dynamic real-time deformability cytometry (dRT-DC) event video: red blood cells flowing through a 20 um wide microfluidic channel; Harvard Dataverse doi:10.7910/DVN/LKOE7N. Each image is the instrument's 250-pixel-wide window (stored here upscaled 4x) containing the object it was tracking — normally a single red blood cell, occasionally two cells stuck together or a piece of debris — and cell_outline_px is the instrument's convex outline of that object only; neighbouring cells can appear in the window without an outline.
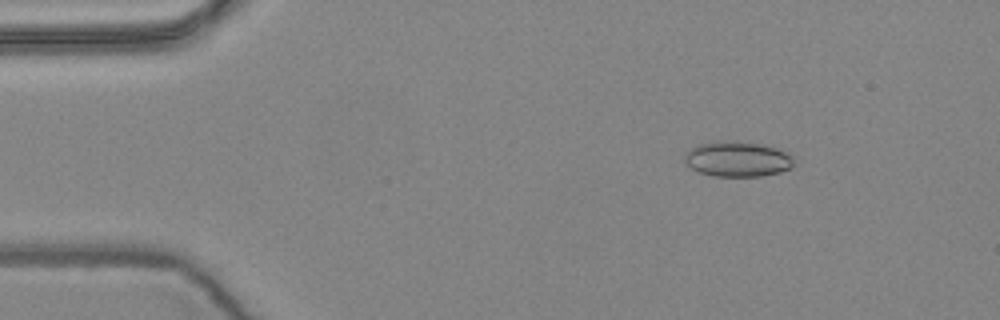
{"species": "common noctule bat (a hibernating species)", "species_latin": "Nyctalus noctula", "temperature_condition": "warm", "stored_images_in_passage": 38, "camera_frame_rate_fps": 3000, "um_per_image_px": 0.085, "animal": {"sex": "female", "body_mass_g": 24.6, "forearm_length_mm": 56.2}, "frame": {"image": 1, "passage_image": 6, "time_ms": 1.667, "image_size_px": [1000, 320], "cell_outline_px": [[796, 164], [792, 168], [780, 172], [760, 176], [712, 176], [700, 172], [692, 168], [684, 160], [684, 152], [700, 144], [724, 140], [736, 140], [760, 144], [776, 148], [788, 152], [796, 156]], "centroid_in_image_um": [62.76, 13.51], "position_along_channel_um": 22.2, "area_um2": 22.83}}
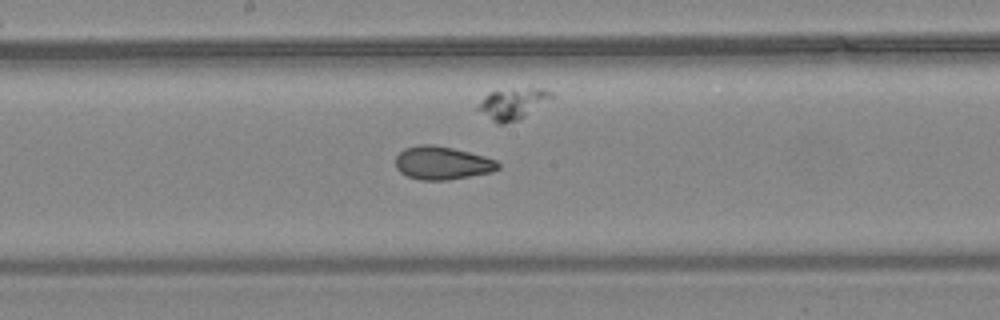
{"frame": {"image": 2, "passage_image": 28, "time_ms": 9.0, "image_size_px": [1000, 320], "cell_outline_px": [[500, 168], [492, 172], [448, 180], [420, 180], [408, 176], [400, 172], [396, 168], [396, 156], [404, 148], [420, 144], [432, 144], [452, 148], [484, 156], [496, 160], [500, 164]], "centroid_in_image_um": [37.58, 13.85], "position_along_channel_um": 210.6, "area_um2": 19.83}}
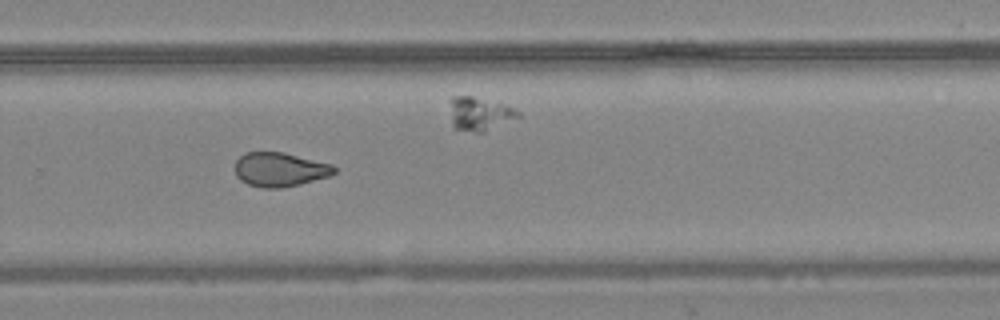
{"frame": {"image": 3, "passage_image": 36, "time_ms": 11.667, "image_size_px": [1000, 320], "cell_outline_px": [[336, 172], [328, 176], [300, 184], [284, 188], [260, 188], [248, 184], [240, 180], [236, 176], [236, 160], [244, 152], [284, 152], [332, 164], [336, 168]], "centroid_in_image_um": [23.77, 14.41], "position_along_channel_um": 306.0, "area_um2": 19.83}}